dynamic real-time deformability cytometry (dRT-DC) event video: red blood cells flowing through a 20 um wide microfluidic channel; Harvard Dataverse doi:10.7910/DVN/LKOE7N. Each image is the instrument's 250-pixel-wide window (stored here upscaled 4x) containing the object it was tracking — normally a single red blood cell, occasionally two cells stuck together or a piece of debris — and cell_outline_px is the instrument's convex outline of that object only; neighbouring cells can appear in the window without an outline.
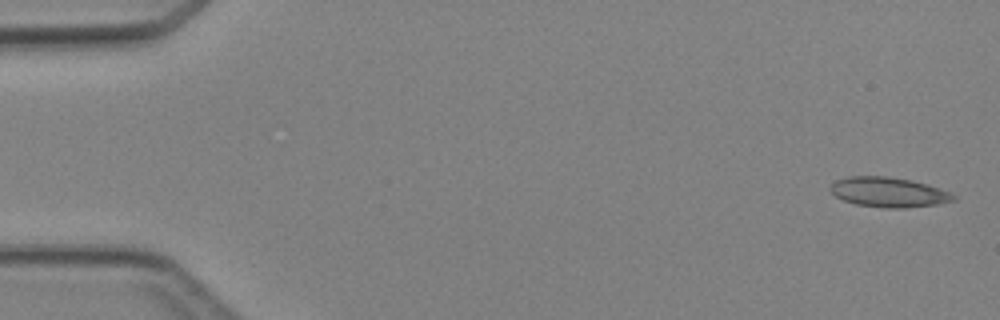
{"species": "Egyptian fruit bat (a non-hibernating species)", "species_latin": "Rousettus aegyptiacus", "temperature_condition": "cold", "stored_images_in_passage": 4, "camera_frame_rate_fps": 3000, "um_per_image_px": 0.085, "animal": {"sex": "female"}, "frame": {"image": 1, "passage_image": 4, "time_ms": 4.333, "image_size_px": [1000, 320], "cell_outline_px": [[956, 200], [936, 204], [904, 208], [884, 208], [856, 204], [844, 200], [836, 196], [828, 188], [836, 180], [848, 176], [888, 176], [912, 180], [928, 184], [952, 192], [956, 196]], "centroid_in_image_um": [75.56, 16.33], "position_along_channel_um": 9.4, "area_um2": 21.56}}